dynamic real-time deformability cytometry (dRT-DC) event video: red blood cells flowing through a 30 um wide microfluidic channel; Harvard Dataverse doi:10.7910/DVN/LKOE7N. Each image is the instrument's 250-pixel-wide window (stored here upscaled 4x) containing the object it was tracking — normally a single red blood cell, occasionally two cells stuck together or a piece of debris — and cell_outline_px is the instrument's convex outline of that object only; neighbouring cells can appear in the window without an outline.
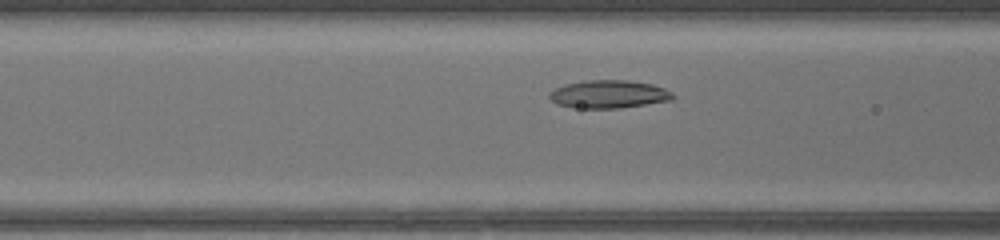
{"species": "common noctule bat (a hibernating species)", "species_latin": "Nyctalus noctula", "temperature_condition": "warm", "stored_images_in_passage": 38, "camera_frame_rate_fps": 3000, "um_per_image_px": 0.085, "animal": {"sex": "female", "body_mass_g": 17.0, "forearm_length_mm": 48.0}, "frame": {"image": 1, "passage_image": 9, "time_ms": 2.667, "image_size_px": [1000, 240], "cell_outline_px": [[676, 96], [672, 100], [620, 108], [572, 108], [556, 104], [548, 96], [548, 92], [564, 84], [584, 80], [628, 80], [652, 84], [664, 88], [672, 92]], "centroid_in_image_um": [51.73, 8.01], "position_along_channel_um": 114.9, "area_um2": 20.35}}
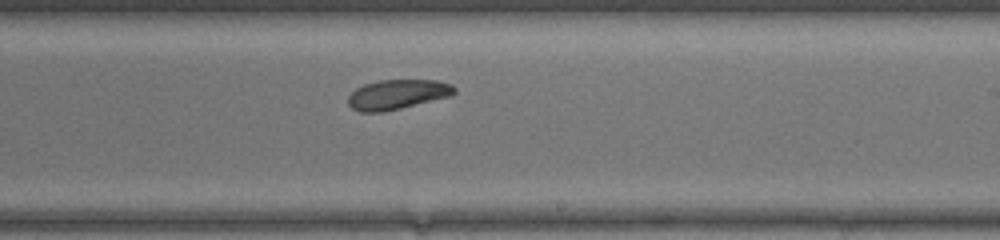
{"frame": {"image": 2, "passage_image": 19, "time_ms": 6.0, "image_size_px": [1000, 240], "cell_outline_px": [[456, 92], [452, 96], [384, 112], [360, 112], [352, 108], [348, 104], [348, 96], [356, 88], [364, 84], [380, 80], [436, 80], [452, 84], [456, 88]], "centroid_in_image_um": [33.79, 8.03], "position_along_channel_um": 255.2, "area_um2": 18.55}}
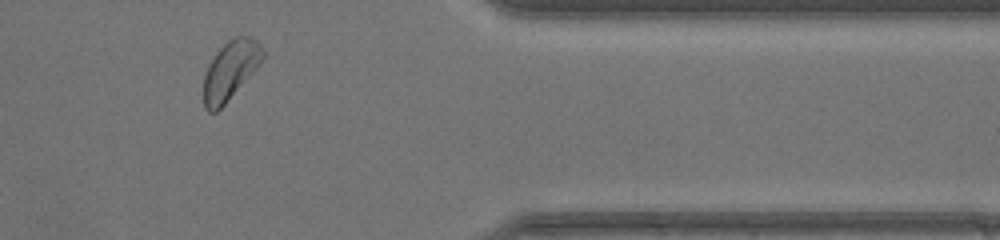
{"frame": {"image": 3, "passage_image": 30, "time_ms": 9.667, "image_size_px": [1000, 240], "cell_outline_px": [[264, 56], [252, 72], [224, 104], [216, 112], [208, 112], [204, 108], [204, 76], [208, 64], [216, 52], [228, 40], [236, 36], [248, 36], [256, 40], [260, 44], [264, 52]], "centroid_in_image_um": [19.55, 5.96], "position_along_channel_um": 391.9, "area_um2": 19.77}, "authors_computed_cell_mechanics": {"area_um2": 19.5364, "velocity_mm_per_s": 4.2244, "shape_relaxation_time_tau1_ms": 5.4474, "shape_relaxation_time_tau2_ms": null, "deformation_change_tau1": 0.0978, "deformation_change_tau2": null}}